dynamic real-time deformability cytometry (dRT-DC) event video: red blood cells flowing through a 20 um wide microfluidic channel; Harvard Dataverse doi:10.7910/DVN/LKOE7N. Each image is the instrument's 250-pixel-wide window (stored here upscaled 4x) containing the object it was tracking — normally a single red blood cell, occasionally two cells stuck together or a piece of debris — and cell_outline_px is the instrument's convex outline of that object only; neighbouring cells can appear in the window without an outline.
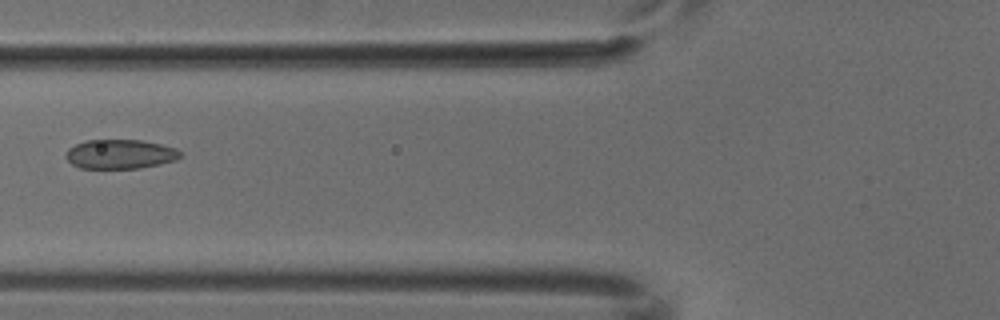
{"species": "common noctule bat (a hibernating species)", "species_latin": "Nyctalus noctula", "temperature_condition": "cold", "stored_images_in_passage": 6, "camera_frame_rate_fps": 3000, "um_per_image_px": 0.085, "animal": {"sex": "male", "body_mass_g": 18.8}, "frame": {"image": 1, "passage_image": 5, "time_ms": 1.333, "image_size_px": [1000, 320], "cell_outline_px": [[184, 156], [176, 160], [160, 164], [140, 168], [80, 168], [72, 164], [64, 156], [68, 148], [84, 140], [144, 140], [176, 148], [184, 152]], "centroid_in_image_um": [10.25, 13.1], "position_along_channel_um": 115.5, "area_um2": 19.83}}
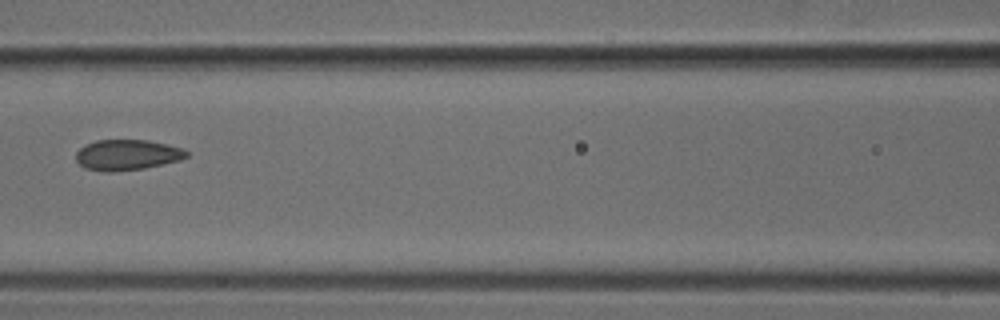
{"frame": {"image": 2, "passage_image": 6, "time_ms": 1.667, "image_size_px": [1000, 320], "cell_outline_px": [[188, 156], [180, 160], [144, 168], [112, 172], [104, 172], [84, 168], [76, 160], [76, 152], [84, 144], [96, 140], [148, 140], [180, 148], [188, 152]], "centroid_in_image_um": [10.75, 13.17], "position_along_channel_um": 155.8, "area_um2": 19.65}}